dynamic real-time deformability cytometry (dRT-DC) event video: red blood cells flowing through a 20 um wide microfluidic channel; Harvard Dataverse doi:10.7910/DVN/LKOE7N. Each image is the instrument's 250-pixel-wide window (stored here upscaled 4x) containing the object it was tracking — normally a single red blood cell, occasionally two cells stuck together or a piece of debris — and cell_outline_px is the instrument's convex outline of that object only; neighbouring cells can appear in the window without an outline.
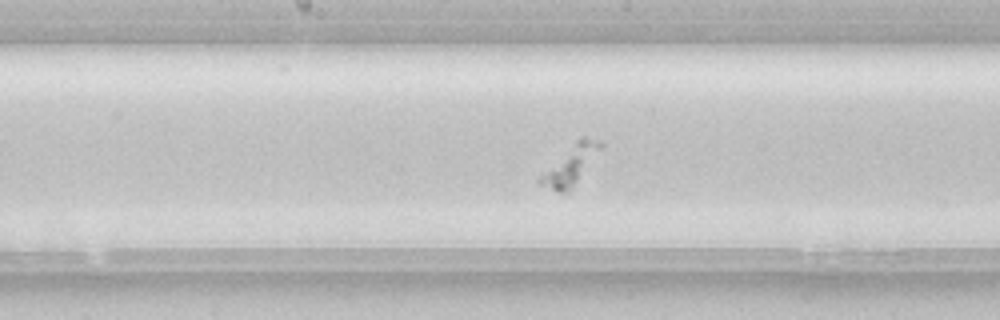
{"species": "common noctule bat (a hibernating species)", "species_latin": "Nyctalus noctula", "temperature_condition": "room temperature", "stored_images_in_passage": 46, "camera_frame_rate_fps": 3000, "um_per_image_px": 0.085, "animal": {"sex": "female", "body_mass_g": 22.7, "forearm_length_mm": 54.2}, "frame": {"image": 1, "passage_image": 20, "time_ms": 6.333, "image_size_px": [1000, 320], "cell_outline_px": [[604, 144], [572, 188], [568, 192], [556, 192], [536, 184], [536, 180], [580, 136], [584, 136], [600, 140]], "centroid_in_image_um": [48.48, 14.04], "position_along_channel_um": 199.7, "area_um2": 13.47}}